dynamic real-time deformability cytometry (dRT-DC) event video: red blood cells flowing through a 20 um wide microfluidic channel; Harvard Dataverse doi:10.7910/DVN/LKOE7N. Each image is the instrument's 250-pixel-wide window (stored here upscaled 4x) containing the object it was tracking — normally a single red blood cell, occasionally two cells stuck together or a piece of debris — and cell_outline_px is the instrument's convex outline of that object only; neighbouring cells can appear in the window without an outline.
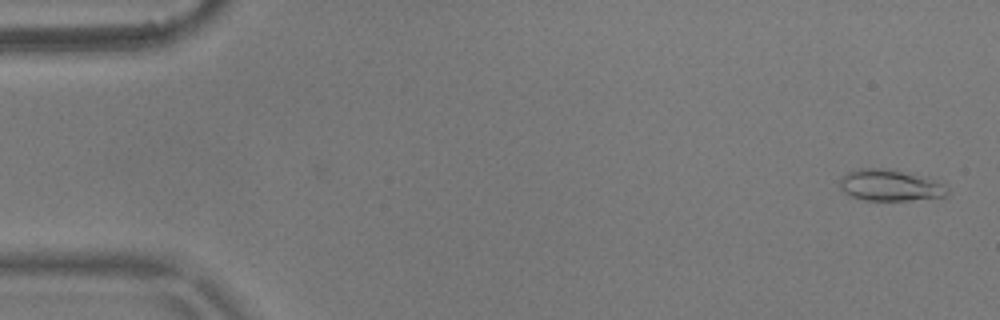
{"species": "common noctule bat (a hibernating species)", "species_latin": "Nyctalus noctula", "temperature_condition": "warm", "stored_images_in_passage": 4, "camera_frame_rate_fps": 3000, "um_per_image_px": 0.085, "animal": {"sex": "male", "body_mass_g": 17.9}, "frame": {"image": 1, "passage_image": 1, "time_ms": 0.0, "image_size_px": [1000, 320], "cell_outline_px": [[948, 196], [908, 200], [864, 200], [852, 196], [844, 192], [840, 188], [840, 176], [848, 172], [860, 168], [880, 168], [900, 172], [944, 184], [948, 188]], "centroid_in_image_um": [75.59, 15.77], "position_along_channel_um": 9.4, "area_um2": 19.07}}